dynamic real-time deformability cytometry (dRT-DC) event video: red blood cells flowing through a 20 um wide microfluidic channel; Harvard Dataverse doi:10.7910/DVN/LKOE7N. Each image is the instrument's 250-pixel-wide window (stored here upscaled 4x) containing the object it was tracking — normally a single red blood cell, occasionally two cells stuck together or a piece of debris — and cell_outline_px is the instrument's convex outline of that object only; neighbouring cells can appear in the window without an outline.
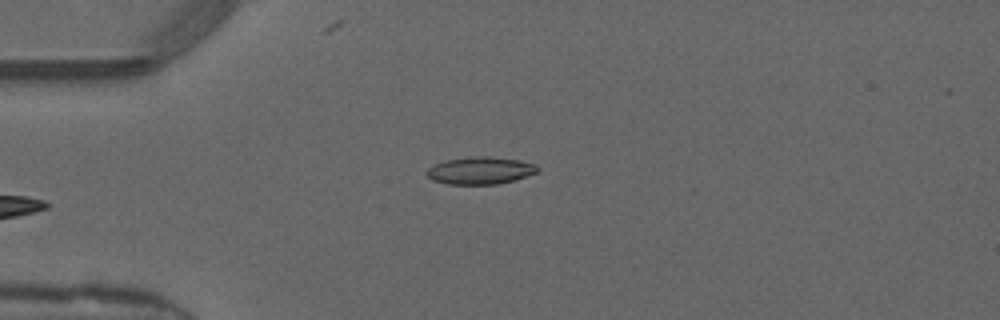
{"species": "common noctule bat (a hibernating species)", "species_latin": "Nyctalus noctula", "temperature_condition": "warm", "stored_images_in_passage": 34, "camera_frame_rate_fps": 3000, "um_per_image_px": 0.085, "animal": {"sex": "male", "forearm_length_mm": 52.5}, "frame": {"image": 1, "passage_image": 1, "time_ms": 0.0, "image_size_px": [1000, 320], "cell_outline_px": [[540, 168], [536, 172], [512, 180], [496, 184], [448, 184], [432, 180], [424, 172], [428, 168], [444, 160], [472, 156], [488, 156], [520, 160], [536, 164]], "centroid_in_image_um": [40.79, 14.48], "position_along_channel_um": 44.2, "area_um2": 17.57}}
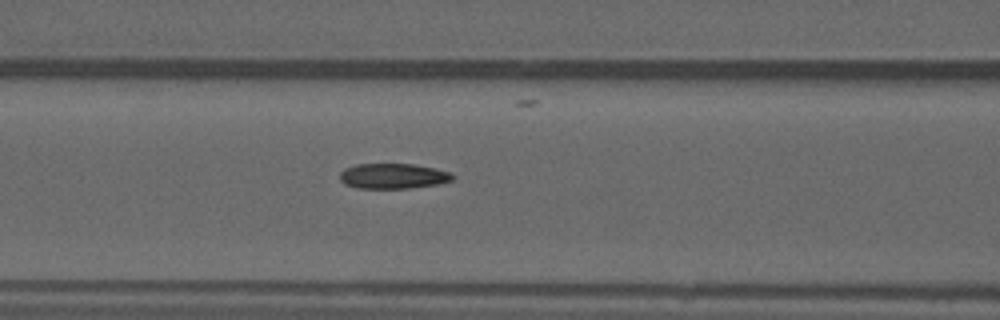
{"frame": {"image": 2, "passage_image": 9, "time_ms": 2.667, "image_size_px": [1000, 320], "cell_outline_px": [[456, 176], [452, 180], [436, 184], [408, 188], [356, 188], [344, 184], [340, 180], [340, 172], [344, 168], [356, 164], [416, 164], [436, 168], [452, 172]], "centroid_in_image_um": [33.42, 14.95], "position_along_channel_um": 133.2, "area_um2": 16.76}}
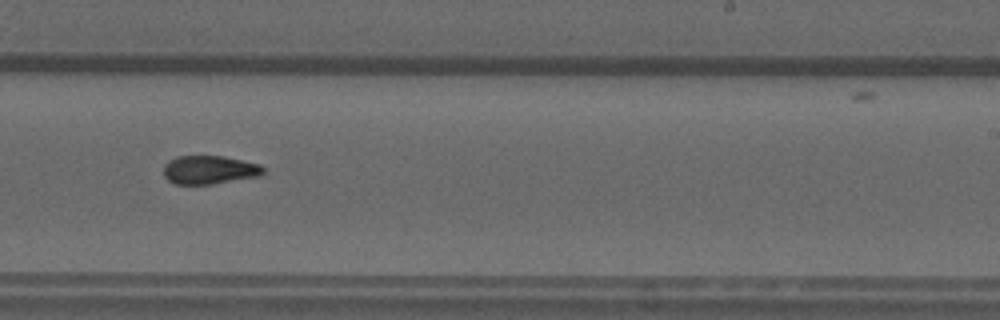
{"frame": {"image": 3, "passage_image": 19, "time_ms": 6.0, "image_size_px": [1000, 320], "cell_outline_px": [[264, 172], [260, 176], [212, 184], [176, 184], [168, 180], [164, 176], [164, 164], [168, 160], [176, 156], [224, 156], [260, 164], [264, 168]], "centroid_in_image_um": [17.79, 14.43], "position_along_channel_um": 271.2, "area_um2": 16.65}, "authors_computed_cell_mechanics": {"area_um2": 17.3689, "velocity_mm_per_s": 4.157, "shape_relaxation_time_tau1_ms": null, "shape_relaxation_time_tau2_ms": 2.0393, "deformation_change_tau1": null, "deformation_change_tau2": 0.0709}}